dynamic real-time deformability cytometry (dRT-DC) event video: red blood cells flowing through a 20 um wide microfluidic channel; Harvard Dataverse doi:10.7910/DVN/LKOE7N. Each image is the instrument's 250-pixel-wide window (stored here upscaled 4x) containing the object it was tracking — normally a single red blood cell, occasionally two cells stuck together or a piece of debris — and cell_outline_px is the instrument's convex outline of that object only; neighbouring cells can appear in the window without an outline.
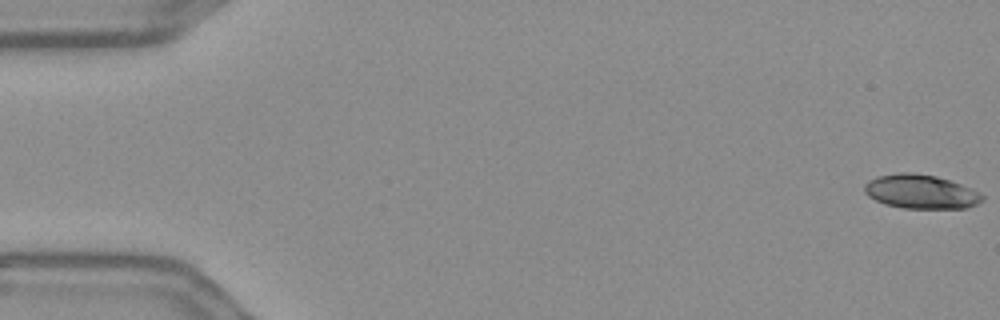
{"species": "Egyptian fruit bat (a non-hibernating species)", "species_latin": "Rousettus aegyptiacus", "temperature_condition": "warm", "stored_images_in_passage": 56, "camera_frame_rate_fps": 3000, "um_per_image_px": 0.085, "frame": {"image": 1, "passage_image": 1, "time_ms": 0.0, "image_size_px": [1000, 320], "cell_outline_px": [[984, 200], [968, 208], [904, 208], [884, 204], [868, 196], [864, 192], [864, 184], [868, 180], [876, 176], [896, 172], [912, 172], [936, 176], [960, 184], [984, 196]], "centroid_in_image_um": [78.21, 16.28], "position_along_channel_um": 6.8, "area_um2": 23.35}}
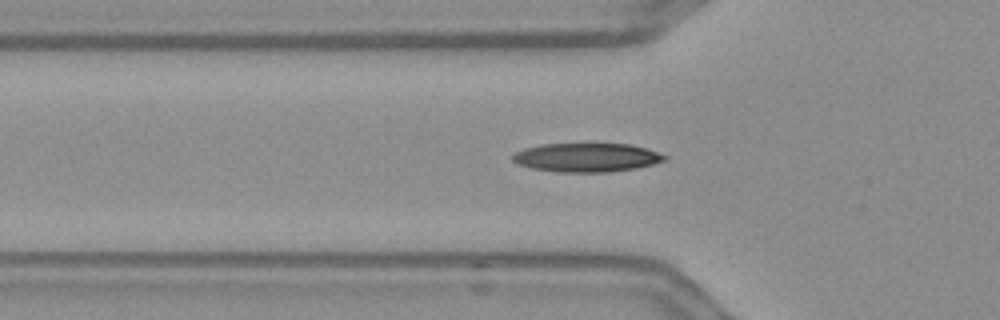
{"frame": {"image": 2, "passage_image": 19, "time_ms": 6.0, "image_size_px": [1000, 320], "cell_outline_px": [[668, 160], [636, 168], [608, 172], [556, 172], [532, 168], [516, 164], [512, 160], [512, 156], [516, 152], [524, 148], [540, 144], [632, 144], [668, 156]], "centroid_in_image_um": [49.85, 13.39], "position_along_channel_um": 76.0, "area_um2": 25.55}}
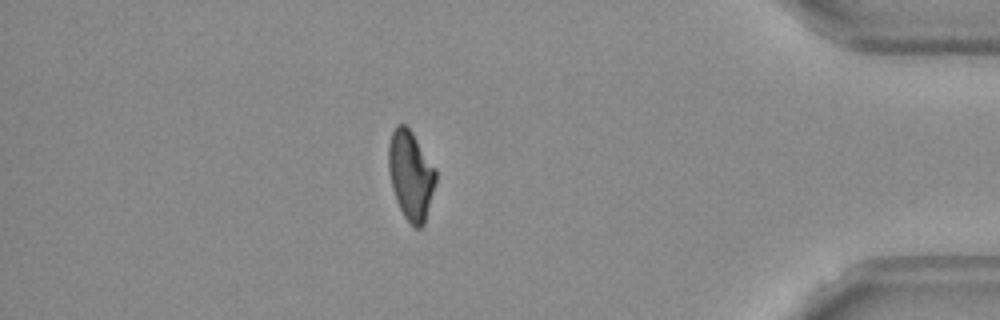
{"frame": {"image": 3, "passage_image": 49, "time_ms": 16.0, "image_size_px": [1000, 320], "cell_outline_px": [[436, 180], [424, 224], [420, 228], [416, 228], [404, 216], [396, 200], [392, 188], [388, 168], [388, 144], [392, 132], [396, 124], [404, 124], [412, 132], [436, 168]], "centroid_in_image_um": [34.9, 14.86], "position_along_channel_um": 400.3, "area_um2": 24.39}, "authors_computed_cell_mechanics": {"area_um2": 24.4783, "velocity_mm_per_s": 3.631, "shape_relaxation_time_tau1_ms": 5.1117, "shape_relaxation_time_tau2_ms": 2.5005, "deformation_change_tau1": 0.172, "deformation_change_tau2": 0.0862}}